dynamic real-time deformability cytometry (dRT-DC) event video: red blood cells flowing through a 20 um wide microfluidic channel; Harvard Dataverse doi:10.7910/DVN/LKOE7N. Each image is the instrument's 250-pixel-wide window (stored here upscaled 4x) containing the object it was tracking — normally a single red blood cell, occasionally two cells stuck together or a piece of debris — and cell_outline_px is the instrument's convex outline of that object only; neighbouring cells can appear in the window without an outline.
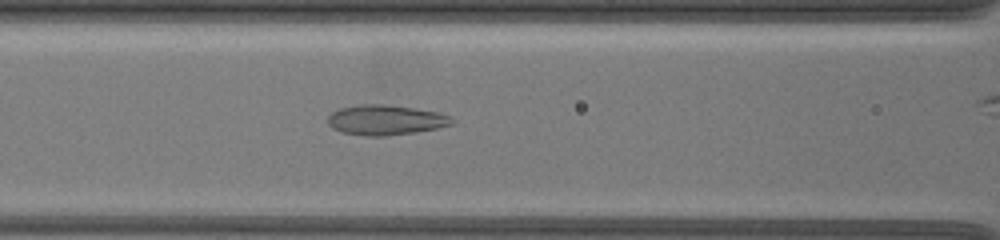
{"species": "common noctule bat (a hibernating species)", "species_latin": "Nyctalus noctula", "temperature_condition": "warm", "stored_images_in_passage": 57, "segment_of_instrument_passage": [1, 2], "camera_frame_rate_fps": 3000, "um_per_image_px": 0.085, "animal": {"sex": "female", "body_mass_g": 19.5, "forearm_length_mm": 54.1}, "frame": {"image": 1, "passage_image": 32, "time_ms": 10.333, "image_size_px": [1000, 240], "cell_outline_px": [[456, 124], [416, 132], [388, 136], [364, 136], [340, 132], [332, 128], [328, 124], [328, 116], [332, 112], [340, 108], [356, 104], [384, 104], [412, 108], [436, 112], [448, 116]], "centroid_in_image_um": [32.72, 10.21], "position_along_channel_um": 133.9, "area_um2": 21.79}}
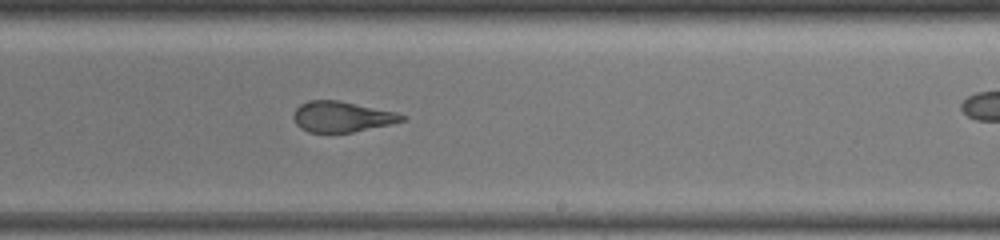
{"frame": {"image": 2, "passage_image": 43, "time_ms": 14.0, "image_size_px": [1000, 240], "cell_outline_px": [[408, 116], [404, 120], [392, 124], [352, 132], [308, 132], [300, 128], [296, 124], [292, 116], [296, 108], [300, 104], [308, 100], [336, 100], [396, 112]], "centroid_in_image_um": [29.04, 9.92], "position_along_channel_um": 260.0, "area_um2": 19.31}}
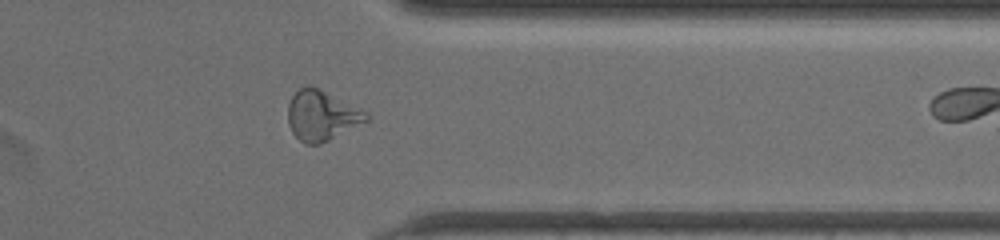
{"frame": {"image": 3, "passage_image": 54, "time_ms": 17.667, "image_size_px": [1000, 240], "cell_outline_px": [[368, 120], [320, 144], [304, 144], [292, 132], [288, 124], [288, 104], [292, 96], [300, 88], [316, 88], [368, 112]], "centroid_in_image_um": [27.32, 9.85], "position_along_channel_um": 384.1, "area_um2": 22.14}}